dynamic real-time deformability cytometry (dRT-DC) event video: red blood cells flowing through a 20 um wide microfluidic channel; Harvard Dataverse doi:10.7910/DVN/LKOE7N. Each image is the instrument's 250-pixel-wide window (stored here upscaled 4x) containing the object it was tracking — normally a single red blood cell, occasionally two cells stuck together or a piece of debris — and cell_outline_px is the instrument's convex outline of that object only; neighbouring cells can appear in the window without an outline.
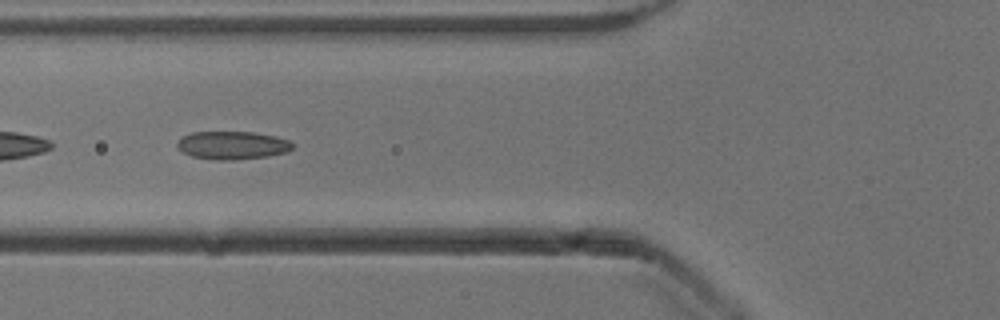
{"species": "common noctule bat (a hibernating species)", "species_latin": "Nyctalus noctula", "temperature_condition": "cold", "stored_images_in_passage": 23, "camera_frame_rate_fps": 3000, "um_per_image_px": 0.085, "animal": {"sex": "male", "body_mass_g": 13.3}, "frame": {"image": 1, "passage_image": 7, "time_ms": 2.0, "image_size_px": [1000, 320], "cell_outline_px": [[296, 144], [288, 152], [268, 156], [232, 160], [212, 160], [192, 156], [176, 148], [176, 144], [180, 136], [192, 132], [252, 132], [276, 136], [288, 140]], "centroid_in_image_um": [19.74, 12.35], "position_along_channel_um": 106.1, "area_um2": 19.13}}
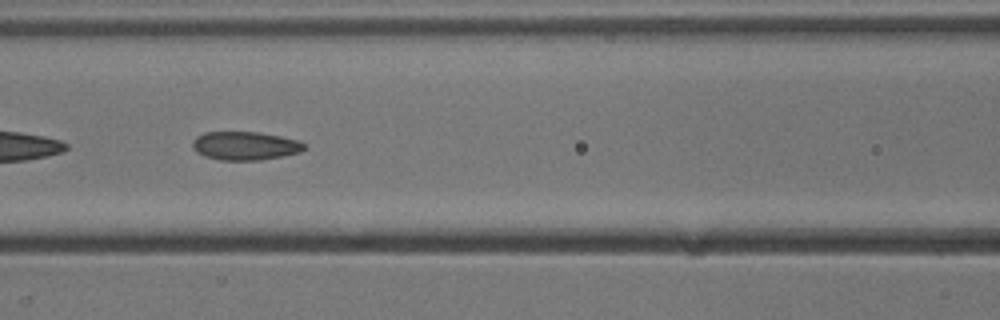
{"frame": {"image": 2, "passage_image": 10, "time_ms": 3.0, "image_size_px": [1000, 320], "cell_outline_px": [[308, 148], [300, 152], [260, 160], [220, 160], [204, 156], [196, 152], [192, 148], [192, 140], [196, 136], [204, 132], [256, 132], [280, 136], [300, 140]], "centroid_in_image_um": [20.81, 12.39], "position_along_channel_um": 145.8, "area_um2": 18.67}}